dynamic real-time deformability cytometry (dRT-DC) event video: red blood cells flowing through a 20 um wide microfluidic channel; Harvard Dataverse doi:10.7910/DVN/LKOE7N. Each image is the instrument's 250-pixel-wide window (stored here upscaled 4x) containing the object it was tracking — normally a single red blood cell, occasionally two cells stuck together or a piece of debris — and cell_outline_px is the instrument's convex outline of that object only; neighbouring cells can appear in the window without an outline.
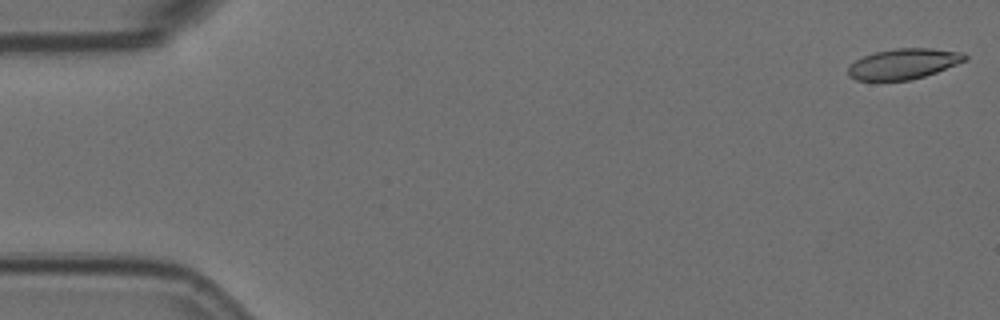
{"species": "Egyptian fruit bat (a non-hibernating species)", "species_latin": "Rousettus aegyptiacus", "temperature_condition": "room temperature", "stored_images_in_passage": 53, "camera_frame_rate_fps": 3000, "um_per_image_px": 0.085, "animal": {"sex": "female"}, "frame": {"image": 1, "passage_image": 1, "time_ms": 0.0, "image_size_px": [1000, 320], "cell_outline_px": [[968, 60], [936, 72], [912, 80], [856, 80], [848, 76], [848, 68], [856, 60], [864, 56], [876, 52], [896, 48], [932, 48], [964, 52], [968, 56]], "centroid_in_image_um": [76.85, 5.42], "position_along_channel_um": 8.2, "area_um2": 20.75}}
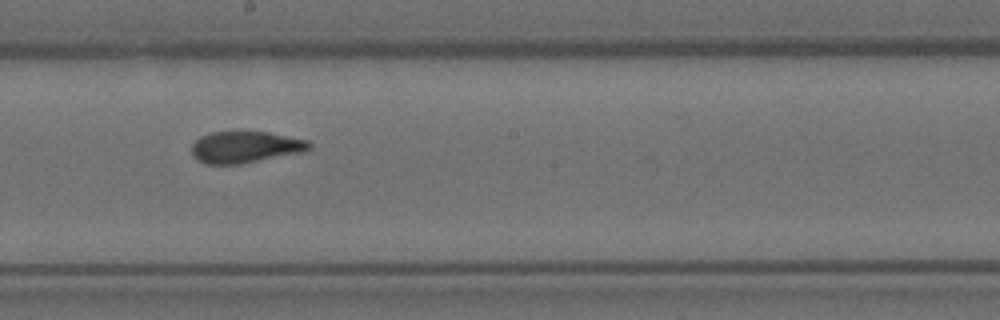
{"frame": {"image": 2, "passage_image": 31, "time_ms": 10.0, "image_size_px": [1000, 320], "cell_outline_px": [[312, 148], [308, 152], [240, 164], [204, 164], [196, 160], [192, 156], [192, 144], [200, 136], [212, 132], [236, 128], [268, 132], [308, 140], [312, 144]], "centroid_in_image_um": [20.87, 12.47], "position_along_channel_um": 227.3, "area_um2": 22.83}}
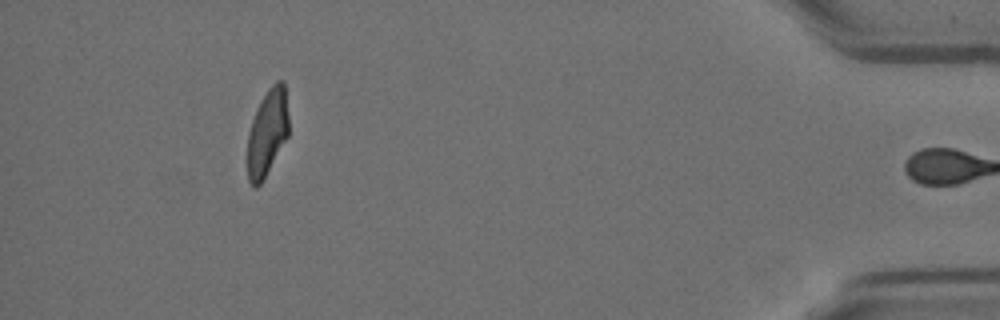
{"frame": {"image": 3, "passage_image": 52, "time_ms": 17.0, "image_size_px": [1000, 320], "cell_outline_px": [[288, 136], [264, 180], [256, 188], [248, 180], [248, 136], [252, 120], [256, 108], [260, 100], [268, 88], [276, 80], [284, 80], [288, 116]], "centroid_in_image_um": [22.73, 11.25], "position_along_channel_um": 412.5, "area_um2": 20.92}, "authors_computed_cell_mechanics": {"area_um2": 22.1952, "velocity_mm_per_s": 3.5597, "shape_relaxation_time_tau1_ms": 5.5835, "shape_relaxation_time_tau2_ms": 1.2766, "deformation_change_tau1": 0.1658, "deformation_change_tau2": 0.0721}}